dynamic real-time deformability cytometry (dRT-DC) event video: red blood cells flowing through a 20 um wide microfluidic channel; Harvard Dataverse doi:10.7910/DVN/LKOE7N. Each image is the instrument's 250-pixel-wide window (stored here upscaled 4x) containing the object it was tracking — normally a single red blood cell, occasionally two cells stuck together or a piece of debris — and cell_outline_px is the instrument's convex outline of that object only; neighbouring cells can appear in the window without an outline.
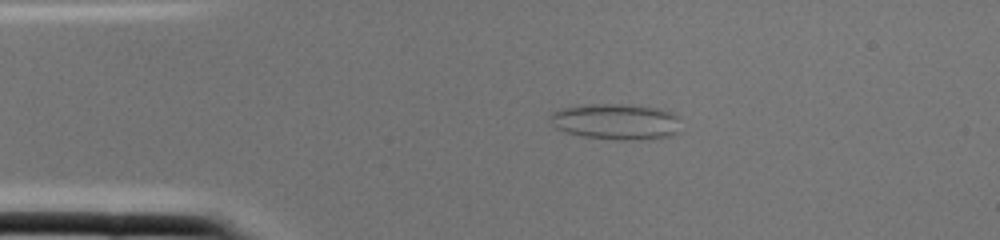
{"species": "common noctule bat (a hibernating species)", "species_latin": "Nyctalus noctula", "temperature_condition": "cold", "stored_images_in_passage": 1, "camera_frame_rate_fps": 3000, "um_per_image_px": 0.085, "animal": {"sex": "female", "body_mass_g": 22.0, "forearm_length_mm": 56.7}, "frame": {"image": 1, "passage_image": 1, "time_ms": 0.0, "image_size_px": [1000, 240], "cell_outline_px": [[680, 132], [672, 136], [644, 140], [616, 140], [584, 136], [564, 132], [556, 128], [552, 124], [548, 116], [552, 112], [564, 108], [588, 104], [620, 104], [656, 108], [672, 112], [680, 116]], "centroid_in_image_um": [52.41, 10.35], "position_along_channel_um": 32.6, "area_um2": 27.74}}